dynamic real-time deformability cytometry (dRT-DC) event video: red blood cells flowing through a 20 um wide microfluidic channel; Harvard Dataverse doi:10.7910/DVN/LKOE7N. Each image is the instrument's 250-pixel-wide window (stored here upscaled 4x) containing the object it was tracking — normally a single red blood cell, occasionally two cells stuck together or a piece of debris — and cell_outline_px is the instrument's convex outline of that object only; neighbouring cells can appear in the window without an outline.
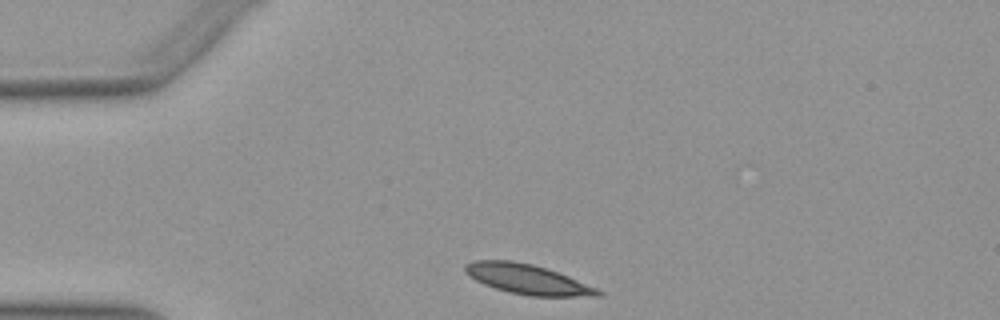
{"species": "Egyptian fruit bat (a non-hibernating species)", "species_latin": "Rousettus aegyptiacus", "temperature_condition": "warm", "stored_images_in_passage": 31, "camera_frame_rate_fps": 3000, "um_per_image_px": 0.085, "animal": {"sex": "female"}, "frame": {"image": 1, "passage_image": 1, "time_ms": 0.0, "image_size_px": [1000, 320], "cell_outline_px": [[604, 296], [528, 296], [508, 292], [484, 284], [468, 276], [464, 272], [464, 264], [472, 260], [512, 260], [532, 264], [568, 276], [600, 288], [604, 292]], "centroid_in_image_um": [44.85, 23.74], "position_along_channel_um": 40.2, "area_um2": 23.29}}
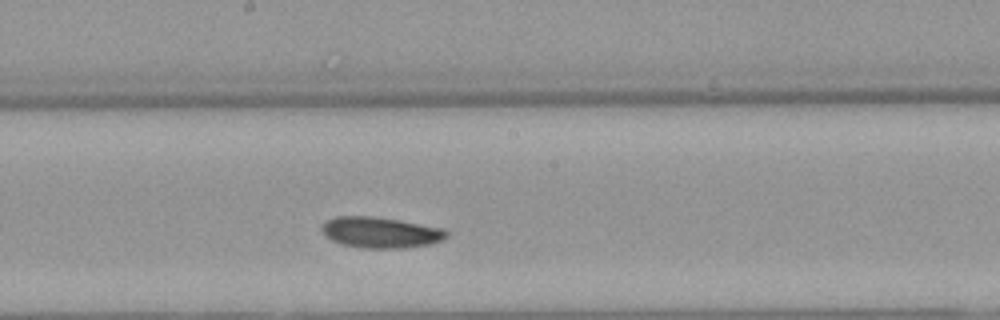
{"frame": {"image": 2, "passage_image": 17, "time_ms": 5.333, "image_size_px": [1000, 320], "cell_outline_px": [[448, 236], [444, 240], [428, 244], [404, 248], [360, 248], [340, 244], [324, 236], [320, 228], [328, 220], [336, 216], [372, 216], [400, 220], [444, 228], [448, 232]], "centroid_in_image_um": [32.35, 19.76], "position_along_channel_um": 215.9, "area_um2": 22.66}}
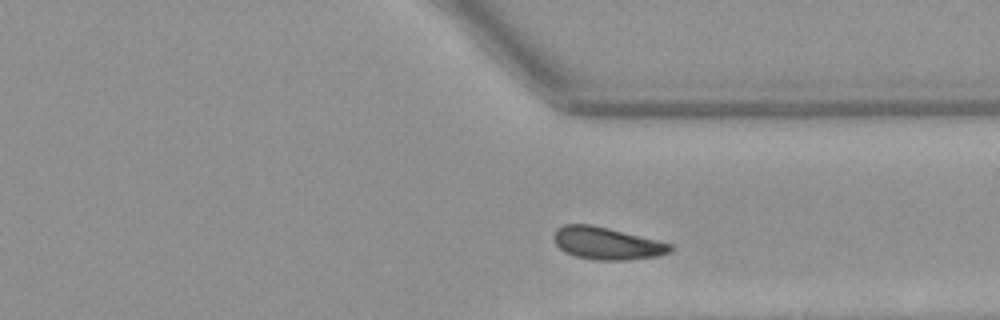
{"frame": {"image": 3, "passage_image": 28, "time_ms": 9.0, "image_size_px": [1000, 320], "cell_outline_px": [[672, 252], [660, 256], [628, 260], [596, 260], [576, 256], [564, 252], [556, 244], [552, 236], [556, 228], [564, 224], [592, 224], [672, 244]], "centroid_in_image_um": [51.56, 20.69], "position_along_channel_um": 359.8, "area_um2": 22.02}, "authors_computed_cell_mechanics": {"area_um2": 22.0218, "velocity_mm_per_s": 3.9145, "shape_relaxation_time_tau1_ms": 4.8836, "shape_relaxation_time_tau2_ms": null, "deformation_change_tau1": 0.1084, "deformation_change_tau2": null}}